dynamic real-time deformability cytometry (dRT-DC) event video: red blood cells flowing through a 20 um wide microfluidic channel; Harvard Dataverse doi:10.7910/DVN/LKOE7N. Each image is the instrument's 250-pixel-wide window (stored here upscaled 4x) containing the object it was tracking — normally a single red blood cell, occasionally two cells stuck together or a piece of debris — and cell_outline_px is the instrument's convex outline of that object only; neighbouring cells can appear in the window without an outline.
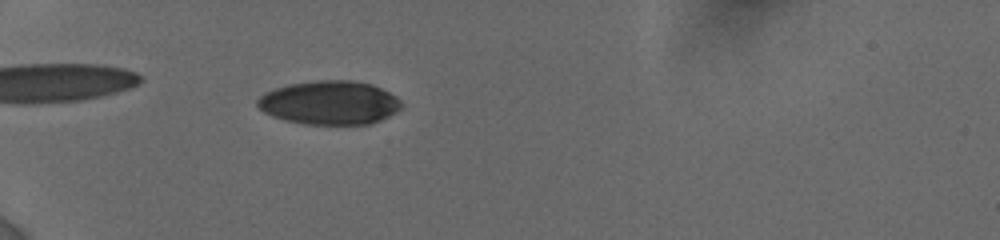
{"species": "human", "species_latin": "Homo sapiens", "temperature_condition": "cold", "stored_images_in_passage": 52, "camera_frame_rate_fps": 3000, "um_per_image_px": 0.085, "donor": {"sex": "female"}, "frame": {"image": 1, "passage_image": 3, "time_ms": 0.333, "image_size_px": [1000, 240], "cell_outline_px": [[400, 108], [396, 112], [380, 120], [368, 124], [304, 124], [284, 120], [272, 116], [264, 112], [256, 104], [256, 100], [264, 92], [288, 84], [316, 80], [352, 80], [372, 84], [396, 96], [400, 100]], "centroid_in_image_um": [27.98, 8.72], "position_along_channel_um": 57.0, "area_um2": 36.7}}
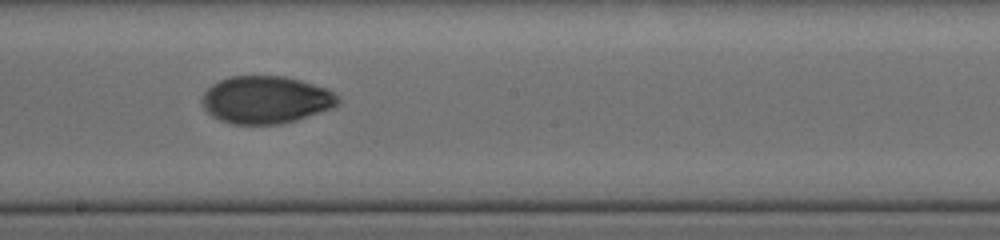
{"frame": {"image": 2, "passage_image": 25, "time_ms": 5.333, "image_size_px": [1000, 240], "cell_outline_px": [[340, 104], [332, 108], [296, 120], [280, 124], [232, 124], [220, 120], [212, 116], [204, 108], [200, 100], [204, 92], [212, 84], [220, 80], [232, 76], [288, 76], [328, 88], [340, 100]], "centroid_in_image_um": [22.6, 8.48], "position_along_channel_um": 225.6, "area_um2": 37.8}}
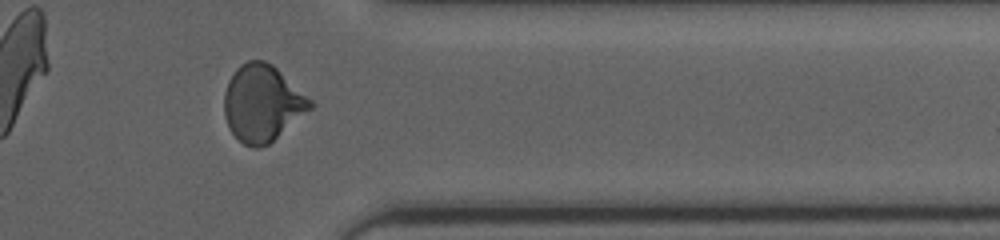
{"frame": {"image": 3, "passage_image": 40, "time_ms": 9.667, "image_size_px": [1000, 240], "cell_outline_px": [[316, 104], [312, 108], [268, 144], [256, 148], [252, 148], [244, 144], [228, 128], [224, 116], [224, 92], [228, 80], [236, 68], [240, 64], [248, 60], [264, 60], [272, 64], [312, 100]], "centroid_in_image_um": [22.28, 8.76], "position_along_channel_um": 389.1, "area_um2": 38.32}, "authors_computed_cell_mechanics": {"area_um2": 37.281, "velocity_mm_per_s": 3.8577, "shape_relaxation_time_tau1_ms": 5.691, "shape_relaxation_time_tau2_ms": 2.6646, "deformation_change_tau1": 0.1741, "deformation_change_tau2": 0.0507}}